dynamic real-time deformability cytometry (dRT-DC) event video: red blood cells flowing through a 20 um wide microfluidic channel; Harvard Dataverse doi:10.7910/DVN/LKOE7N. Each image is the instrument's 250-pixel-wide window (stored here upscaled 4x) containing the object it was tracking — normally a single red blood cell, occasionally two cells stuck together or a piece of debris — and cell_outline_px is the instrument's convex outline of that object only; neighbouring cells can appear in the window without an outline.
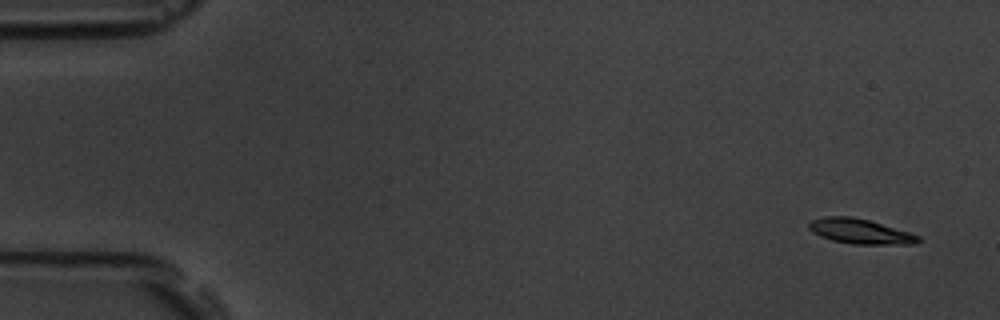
{"species": "common noctule bat (a hibernating species)", "species_latin": "Nyctalus noctula", "temperature_condition": "room temperature", "stored_images_in_passage": 3, "camera_frame_rate_fps": 3000, "um_per_image_px": 0.085, "animal": {"sex": "male", "body_mass_g": 19.5, "forearm_length_mm": 54.6}, "frame": {"image": 1, "passage_image": 1, "time_ms": 0.0, "image_size_px": [1000, 320], "cell_outline_px": [[920, 240], [916, 244], [852, 244], [832, 240], [820, 236], [812, 232], [808, 228], [808, 224], [812, 220], [824, 216], [852, 216], [868, 220], [908, 232], [920, 236]], "centroid_in_image_um": [73.08, 19.66], "position_along_channel_um": 11.9, "area_um2": 15.78}}